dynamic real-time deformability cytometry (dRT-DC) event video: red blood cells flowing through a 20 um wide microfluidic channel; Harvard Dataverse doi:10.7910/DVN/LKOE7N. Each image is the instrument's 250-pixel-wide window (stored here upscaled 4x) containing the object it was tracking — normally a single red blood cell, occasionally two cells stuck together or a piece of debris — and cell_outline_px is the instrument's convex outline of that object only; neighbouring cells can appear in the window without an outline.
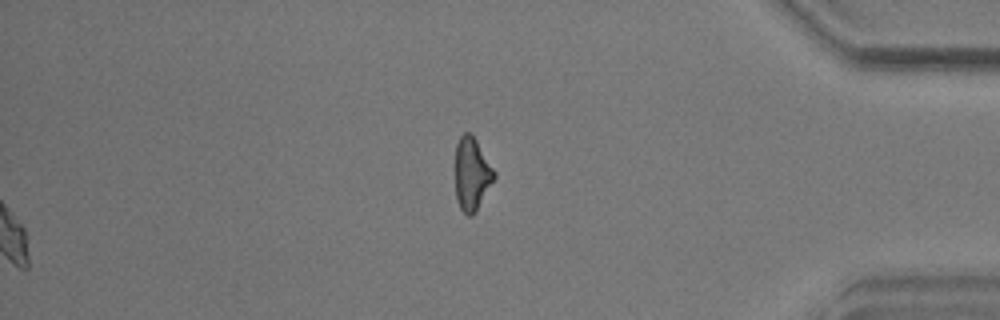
{"species": "common noctule bat (a hibernating species)", "species_latin": "Nyctalus noctula", "temperature_condition": "warm", "stored_images_in_passage": 56, "segment_of_instrument_passage": [2, 2], "camera_frame_rate_fps": 3000, "um_per_image_px": 0.085, "animal": {"sex": "male", "body_mass_g": 17.9}, "frame": {"image": 1, "passage_image": 56, "time_ms": 18.333, "image_size_px": [1000, 320], "cell_outline_px": [[496, 176], [476, 212], [472, 216], [468, 216], [460, 208], [456, 200], [456, 144], [460, 136], [464, 132], [472, 132], [496, 172]], "centroid_in_image_um": [40.12, 14.77], "position_along_channel_um": 395.1, "area_um2": 16.7}}